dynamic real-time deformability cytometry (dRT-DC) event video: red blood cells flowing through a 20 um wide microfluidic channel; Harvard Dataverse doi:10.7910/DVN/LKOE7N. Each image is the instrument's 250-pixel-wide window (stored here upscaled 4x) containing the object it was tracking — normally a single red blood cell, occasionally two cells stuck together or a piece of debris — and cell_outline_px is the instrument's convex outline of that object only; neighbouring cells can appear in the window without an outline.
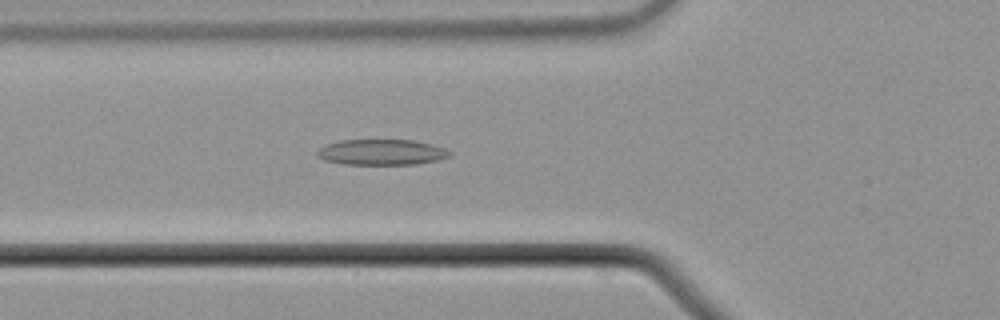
{"species": "common noctule bat (a hibernating species)", "species_latin": "Nyctalus noctula", "temperature_condition": "cold", "stored_images_in_passage": 54, "camera_frame_rate_fps": 3000, "um_per_image_px": 0.085, "animal": {"sex": "male", "body_mass_g": 21.5, "forearm_length_mm": 52.0}, "frame": {"image": 1, "passage_image": 18, "time_ms": 5.667, "image_size_px": [1000, 320], "cell_outline_px": [[452, 156], [436, 160], [416, 164], [344, 164], [324, 160], [316, 156], [316, 152], [324, 144], [340, 140], [412, 140], [444, 148], [452, 152]], "centroid_in_image_um": [32.39, 12.93], "position_along_channel_um": 93.4, "area_um2": 19.77}}
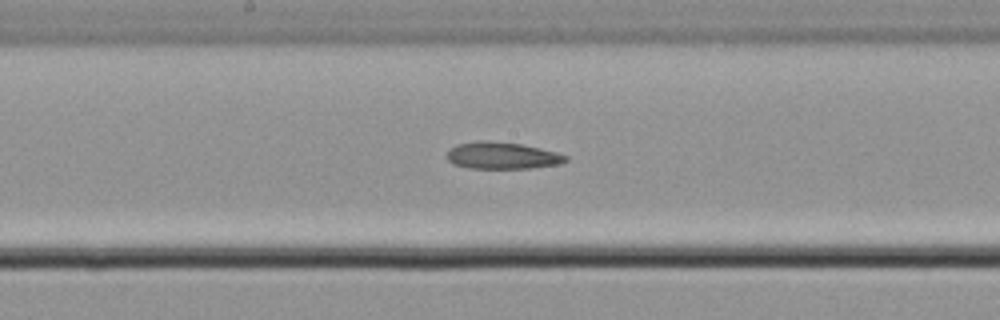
{"frame": {"image": 2, "passage_image": 27, "time_ms": 8.667, "image_size_px": [1000, 320], "cell_outline_px": [[568, 160], [560, 164], [528, 168], [468, 168], [452, 164], [448, 160], [448, 152], [456, 144], [480, 140], [488, 140], [520, 144], [540, 148], [556, 152], [568, 156]], "centroid_in_image_um": [42.68, 13.22], "position_along_channel_um": 205.5, "area_um2": 18.55}}
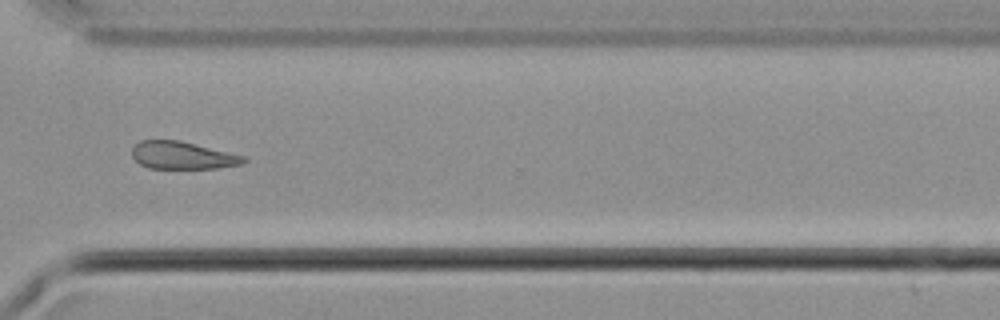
{"frame": {"image": 3, "passage_image": 39, "time_ms": 12.667, "image_size_px": [1000, 320], "cell_outline_px": [[248, 160], [244, 164], [220, 168], [148, 168], [140, 164], [132, 156], [132, 148], [140, 140], [180, 140], [244, 156]], "centroid_in_image_um": [15.52, 13.21], "position_along_channel_um": 355.1, "area_um2": 17.92}, "authors_computed_cell_mechanics": {"area_um2": 19.363, "velocity_mm_per_s": 3.7285, "shape_relaxation_time_tau1_ms": 3.4721, "shape_relaxation_time_tau2_ms": 7.0543, "deformation_change_tau1": 0.0699, "deformation_change_tau2": 0.1772}}